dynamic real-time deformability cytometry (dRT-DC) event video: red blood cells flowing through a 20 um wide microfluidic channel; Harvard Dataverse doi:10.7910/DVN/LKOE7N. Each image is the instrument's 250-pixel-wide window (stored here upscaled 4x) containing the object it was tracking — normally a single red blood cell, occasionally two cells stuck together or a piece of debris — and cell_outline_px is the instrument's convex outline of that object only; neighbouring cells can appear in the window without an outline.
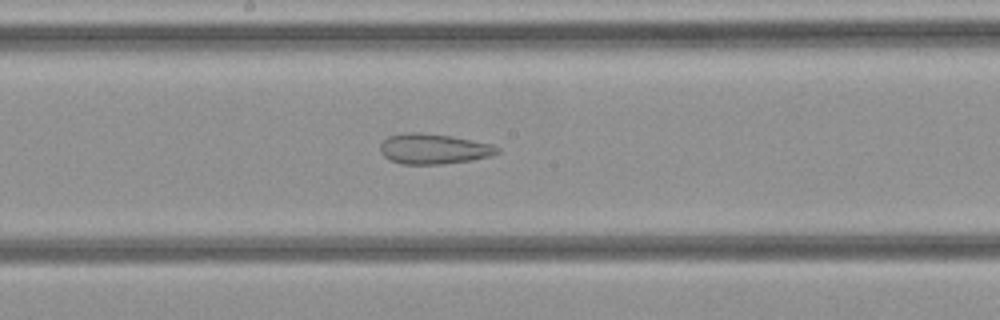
{"species": "common noctule bat (a hibernating species)", "species_latin": "Nyctalus noctula", "temperature_condition": "cold", "stored_images_in_passage": 25, "camera_frame_rate_fps": 3000, "um_per_image_px": 0.085, "animal": {"sex": "female", "body_mass_g": 21.9}, "frame": {"image": 1, "passage_image": 8, "time_ms": 2.333, "image_size_px": [1000, 320], "cell_outline_px": [[500, 152], [488, 156], [472, 160], [440, 164], [400, 164], [384, 156], [380, 152], [380, 144], [388, 136], [404, 132], [420, 132], [452, 136], [492, 144], [500, 148]], "centroid_in_image_um": [36.84, 12.64], "position_along_channel_um": 211.4, "area_um2": 20.69}}